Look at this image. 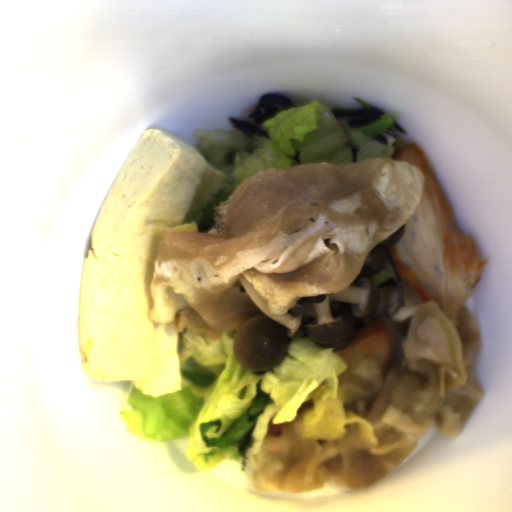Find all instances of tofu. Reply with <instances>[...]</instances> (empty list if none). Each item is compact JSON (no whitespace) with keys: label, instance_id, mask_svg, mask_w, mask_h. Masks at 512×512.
Instances as JSON below:
<instances>
[{"label":"tofu","instance_id":"obj_1","mask_svg":"<svg viewBox=\"0 0 512 512\" xmlns=\"http://www.w3.org/2000/svg\"><path fill=\"white\" fill-rule=\"evenodd\" d=\"M225 179L193 144L161 128L141 133L83 259L78 347L88 379L133 382L157 398L182 389L179 331L149 316L154 262L163 231L197 213Z\"/></svg>","mask_w":512,"mask_h":512}]
</instances>
